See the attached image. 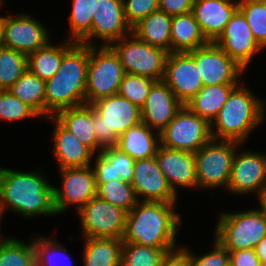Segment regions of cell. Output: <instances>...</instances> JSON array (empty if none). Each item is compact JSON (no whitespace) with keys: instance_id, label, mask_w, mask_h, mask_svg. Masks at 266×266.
<instances>
[{"instance_id":"6da1fadb","label":"cell","mask_w":266,"mask_h":266,"mask_svg":"<svg viewBox=\"0 0 266 266\" xmlns=\"http://www.w3.org/2000/svg\"><path fill=\"white\" fill-rule=\"evenodd\" d=\"M53 188L36 172H18L0 167V214L5 208L25 218L57 215Z\"/></svg>"},{"instance_id":"7a4b0ae2","label":"cell","mask_w":266,"mask_h":266,"mask_svg":"<svg viewBox=\"0 0 266 266\" xmlns=\"http://www.w3.org/2000/svg\"><path fill=\"white\" fill-rule=\"evenodd\" d=\"M175 205L139 201L127 214L123 243H137L148 248H177L176 234L182 221L174 211Z\"/></svg>"},{"instance_id":"3957f363","label":"cell","mask_w":266,"mask_h":266,"mask_svg":"<svg viewBox=\"0 0 266 266\" xmlns=\"http://www.w3.org/2000/svg\"><path fill=\"white\" fill-rule=\"evenodd\" d=\"M89 45L75 42L64 54L61 65L45 82V118L66 108L86 104Z\"/></svg>"},{"instance_id":"277c9868","label":"cell","mask_w":266,"mask_h":266,"mask_svg":"<svg viewBox=\"0 0 266 266\" xmlns=\"http://www.w3.org/2000/svg\"><path fill=\"white\" fill-rule=\"evenodd\" d=\"M264 112V101L239 83L210 124L212 139L244 143L255 127L264 121Z\"/></svg>"},{"instance_id":"5b68a950","label":"cell","mask_w":266,"mask_h":266,"mask_svg":"<svg viewBox=\"0 0 266 266\" xmlns=\"http://www.w3.org/2000/svg\"><path fill=\"white\" fill-rule=\"evenodd\" d=\"M91 106L92 129L103 148L116 146L123 132L141 122L140 108L118 94L98 99Z\"/></svg>"},{"instance_id":"8992f818","label":"cell","mask_w":266,"mask_h":266,"mask_svg":"<svg viewBox=\"0 0 266 266\" xmlns=\"http://www.w3.org/2000/svg\"><path fill=\"white\" fill-rule=\"evenodd\" d=\"M215 230L217 240L227 251L254 249L266 236L263 208L246 212L221 213Z\"/></svg>"},{"instance_id":"52a82bcc","label":"cell","mask_w":266,"mask_h":266,"mask_svg":"<svg viewBox=\"0 0 266 266\" xmlns=\"http://www.w3.org/2000/svg\"><path fill=\"white\" fill-rule=\"evenodd\" d=\"M89 46L86 77V104L116 95L125 71L118 55L109 45Z\"/></svg>"},{"instance_id":"ba28073f","label":"cell","mask_w":266,"mask_h":266,"mask_svg":"<svg viewBox=\"0 0 266 266\" xmlns=\"http://www.w3.org/2000/svg\"><path fill=\"white\" fill-rule=\"evenodd\" d=\"M118 55L125 73L163 80L168 51L139 40L133 33L109 45Z\"/></svg>"},{"instance_id":"9c48e42d","label":"cell","mask_w":266,"mask_h":266,"mask_svg":"<svg viewBox=\"0 0 266 266\" xmlns=\"http://www.w3.org/2000/svg\"><path fill=\"white\" fill-rule=\"evenodd\" d=\"M238 145L241 143L211 139L194 153L198 187L211 190L225 186L227 189Z\"/></svg>"},{"instance_id":"30bf717a","label":"cell","mask_w":266,"mask_h":266,"mask_svg":"<svg viewBox=\"0 0 266 266\" xmlns=\"http://www.w3.org/2000/svg\"><path fill=\"white\" fill-rule=\"evenodd\" d=\"M160 145L168 149L197 152L211 139L210 124L185 105L159 132Z\"/></svg>"},{"instance_id":"8fae6325","label":"cell","mask_w":266,"mask_h":266,"mask_svg":"<svg viewBox=\"0 0 266 266\" xmlns=\"http://www.w3.org/2000/svg\"><path fill=\"white\" fill-rule=\"evenodd\" d=\"M78 214L84 238H123L128 212L122 208L95 196Z\"/></svg>"},{"instance_id":"7c38bea8","label":"cell","mask_w":266,"mask_h":266,"mask_svg":"<svg viewBox=\"0 0 266 266\" xmlns=\"http://www.w3.org/2000/svg\"><path fill=\"white\" fill-rule=\"evenodd\" d=\"M194 58L203 86L239 84L238 77L245 70L230 58L215 42L188 51Z\"/></svg>"},{"instance_id":"4fadbf2b","label":"cell","mask_w":266,"mask_h":266,"mask_svg":"<svg viewBox=\"0 0 266 266\" xmlns=\"http://www.w3.org/2000/svg\"><path fill=\"white\" fill-rule=\"evenodd\" d=\"M93 166L62 168V188L54 186V206L57 214L69 206L77 205L79 211L88 201L97 196Z\"/></svg>"},{"instance_id":"5bb4252c","label":"cell","mask_w":266,"mask_h":266,"mask_svg":"<svg viewBox=\"0 0 266 266\" xmlns=\"http://www.w3.org/2000/svg\"><path fill=\"white\" fill-rule=\"evenodd\" d=\"M237 152L233 157L227 190L238 195L256 191L260 199L266 190V155L251 151Z\"/></svg>"},{"instance_id":"9a60e30c","label":"cell","mask_w":266,"mask_h":266,"mask_svg":"<svg viewBox=\"0 0 266 266\" xmlns=\"http://www.w3.org/2000/svg\"><path fill=\"white\" fill-rule=\"evenodd\" d=\"M131 33L132 28L124 16L123 0H96L91 30L79 43L95 45L93 36L105 41L103 45H110Z\"/></svg>"},{"instance_id":"2e32d148","label":"cell","mask_w":266,"mask_h":266,"mask_svg":"<svg viewBox=\"0 0 266 266\" xmlns=\"http://www.w3.org/2000/svg\"><path fill=\"white\" fill-rule=\"evenodd\" d=\"M163 81L183 105L203 87L196 62L188 52L168 53Z\"/></svg>"},{"instance_id":"e0dca14e","label":"cell","mask_w":266,"mask_h":266,"mask_svg":"<svg viewBox=\"0 0 266 266\" xmlns=\"http://www.w3.org/2000/svg\"><path fill=\"white\" fill-rule=\"evenodd\" d=\"M47 29L28 14L7 16L4 24L2 46L30 55L50 42Z\"/></svg>"},{"instance_id":"ac0fdd59","label":"cell","mask_w":266,"mask_h":266,"mask_svg":"<svg viewBox=\"0 0 266 266\" xmlns=\"http://www.w3.org/2000/svg\"><path fill=\"white\" fill-rule=\"evenodd\" d=\"M215 43L245 70L253 55L264 49L255 39L243 13L237 9Z\"/></svg>"},{"instance_id":"d6986e66","label":"cell","mask_w":266,"mask_h":266,"mask_svg":"<svg viewBox=\"0 0 266 266\" xmlns=\"http://www.w3.org/2000/svg\"><path fill=\"white\" fill-rule=\"evenodd\" d=\"M131 185L137 199L139 195L143 196L141 202L176 203L177 201V194L169 186L155 156L135 160Z\"/></svg>"},{"instance_id":"ffe728a7","label":"cell","mask_w":266,"mask_h":266,"mask_svg":"<svg viewBox=\"0 0 266 266\" xmlns=\"http://www.w3.org/2000/svg\"><path fill=\"white\" fill-rule=\"evenodd\" d=\"M182 106L163 80L156 81L150 88L146 102L140 107L141 122L161 132Z\"/></svg>"},{"instance_id":"44dd1931","label":"cell","mask_w":266,"mask_h":266,"mask_svg":"<svg viewBox=\"0 0 266 266\" xmlns=\"http://www.w3.org/2000/svg\"><path fill=\"white\" fill-rule=\"evenodd\" d=\"M159 168L175 194L177 187H198L193 152L168 149L159 145L155 153ZM177 186V187H176Z\"/></svg>"},{"instance_id":"7402d4cb","label":"cell","mask_w":266,"mask_h":266,"mask_svg":"<svg viewBox=\"0 0 266 266\" xmlns=\"http://www.w3.org/2000/svg\"><path fill=\"white\" fill-rule=\"evenodd\" d=\"M237 9L238 1L194 0L192 12L207 41L215 42Z\"/></svg>"},{"instance_id":"603a6c76","label":"cell","mask_w":266,"mask_h":266,"mask_svg":"<svg viewBox=\"0 0 266 266\" xmlns=\"http://www.w3.org/2000/svg\"><path fill=\"white\" fill-rule=\"evenodd\" d=\"M50 118L56 125L52 134L53 152L60 169L91 166V159L95 154L54 116Z\"/></svg>"},{"instance_id":"cb8c5ba5","label":"cell","mask_w":266,"mask_h":266,"mask_svg":"<svg viewBox=\"0 0 266 266\" xmlns=\"http://www.w3.org/2000/svg\"><path fill=\"white\" fill-rule=\"evenodd\" d=\"M96 186L112 180L131 183L135 160L116 146L105 147L95 159Z\"/></svg>"},{"instance_id":"d4e9b609","label":"cell","mask_w":266,"mask_h":266,"mask_svg":"<svg viewBox=\"0 0 266 266\" xmlns=\"http://www.w3.org/2000/svg\"><path fill=\"white\" fill-rule=\"evenodd\" d=\"M54 117L94 154L97 149L102 151L103 147L98 143L92 129L93 107L91 104L62 109Z\"/></svg>"},{"instance_id":"484cf974","label":"cell","mask_w":266,"mask_h":266,"mask_svg":"<svg viewBox=\"0 0 266 266\" xmlns=\"http://www.w3.org/2000/svg\"><path fill=\"white\" fill-rule=\"evenodd\" d=\"M154 134L157 135L154 136ZM159 145V132L154 133L148 125L140 122L118 137L116 147L127 153L134 160H139L155 156Z\"/></svg>"},{"instance_id":"4316f807","label":"cell","mask_w":266,"mask_h":266,"mask_svg":"<svg viewBox=\"0 0 266 266\" xmlns=\"http://www.w3.org/2000/svg\"><path fill=\"white\" fill-rule=\"evenodd\" d=\"M172 16L161 10L154 11L132 27V33L147 44L171 52Z\"/></svg>"},{"instance_id":"83f0119b","label":"cell","mask_w":266,"mask_h":266,"mask_svg":"<svg viewBox=\"0 0 266 266\" xmlns=\"http://www.w3.org/2000/svg\"><path fill=\"white\" fill-rule=\"evenodd\" d=\"M237 85L238 84H220L203 86L195 96L186 102L185 106L211 124L220 109L227 102L231 91Z\"/></svg>"},{"instance_id":"f1b7e54d","label":"cell","mask_w":266,"mask_h":266,"mask_svg":"<svg viewBox=\"0 0 266 266\" xmlns=\"http://www.w3.org/2000/svg\"><path fill=\"white\" fill-rule=\"evenodd\" d=\"M207 43L192 11L172 16L171 52H188Z\"/></svg>"},{"instance_id":"f546056e","label":"cell","mask_w":266,"mask_h":266,"mask_svg":"<svg viewBox=\"0 0 266 266\" xmlns=\"http://www.w3.org/2000/svg\"><path fill=\"white\" fill-rule=\"evenodd\" d=\"M122 239L85 238L84 266H121Z\"/></svg>"},{"instance_id":"4dcf8cb0","label":"cell","mask_w":266,"mask_h":266,"mask_svg":"<svg viewBox=\"0 0 266 266\" xmlns=\"http://www.w3.org/2000/svg\"><path fill=\"white\" fill-rule=\"evenodd\" d=\"M74 41L65 40L62 45L54 46L50 42L27 56V68L41 80L47 81L59 69L63 54L74 44Z\"/></svg>"},{"instance_id":"1f68e13d","label":"cell","mask_w":266,"mask_h":266,"mask_svg":"<svg viewBox=\"0 0 266 266\" xmlns=\"http://www.w3.org/2000/svg\"><path fill=\"white\" fill-rule=\"evenodd\" d=\"M7 90L30 106L39 118L45 117V81L38 76L27 69Z\"/></svg>"},{"instance_id":"d6a6232c","label":"cell","mask_w":266,"mask_h":266,"mask_svg":"<svg viewBox=\"0 0 266 266\" xmlns=\"http://www.w3.org/2000/svg\"><path fill=\"white\" fill-rule=\"evenodd\" d=\"M31 242L0 237V266H37L35 240Z\"/></svg>"},{"instance_id":"836d02e7","label":"cell","mask_w":266,"mask_h":266,"mask_svg":"<svg viewBox=\"0 0 266 266\" xmlns=\"http://www.w3.org/2000/svg\"><path fill=\"white\" fill-rule=\"evenodd\" d=\"M27 69V55L0 46V90L9 89Z\"/></svg>"},{"instance_id":"e575fe53","label":"cell","mask_w":266,"mask_h":266,"mask_svg":"<svg viewBox=\"0 0 266 266\" xmlns=\"http://www.w3.org/2000/svg\"><path fill=\"white\" fill-rule=\"evenodd\" d=\"M176 248H148L137 243H123L121 266H160L167 252Z\"/></svg>"},{"instance_id":"d590c367","label":"cell","mask_w":266,"mask_h":266,"mask_svg":"<svg viewBox=\"0 0 266 266\" xmlns=\"http://www.w3.org/2000/svg\"><path fill=\"white\" fill-rule=\"evenodd\" d=\"M97 196L129 212L139 201L131 183L112 180L97 187Z\"/></svg>"},{"instance_id":"8d00e7d4","label":"cell","mask_w":266,"mask_h":266,"mask_svg":"<svg viewBox=\"0 0 266 266\" xmlns=\"http://www.w3.org/2000/svg\"><path fill=\"white\" fill-rule=\"evenodd\" d=\"M69 17L71 41L80 42L91 30L96 0H73Z\"/></svg>"},{"instance_id":"74e56055","label":"cell","mask_w":266,"mask_h":266,"mask_svg":"<svg viewBox=\"0 0 266 266\" xmlns=\"http://www.w3.org/2000/svg\"><path fill=\"white\" fill-rule=\"evenodd\" d=\"M238 9L246 18L255 39L266 47V0H239Z\"/></svg>"},{"instance_id":"f35d334b","label":"cell","mask_w":266,"mask_h":266,"mask_svg":"<svg viewBox=\"0 0 266 266\" xmlns=\"http://www.w3.org/2000/svg\"><path fill=\"white\" fill-rule=\"evenodd\" d=\"M155 82L145 76L125 73L117 94L140 108L146 102L150 88Z\"/></svg>"},{"instance_id":"ab89813d","label":"cell","mask_w":266,"mask_h":266,"mask_svg":"<svg viewBox=\"0 0 266 266\" xmlns=\"http://www.w3.org/2000/svg\"><path fill=\"white\" fill-rule=\"evenodd\" d=\"M39 115L26 103L14 96L9 90H0V119L19 120Z\"/></svg>"},{"instance_id":"60d3db41","label":"cell","mask_w":266,"mask_h":266,"mask_svg":"<svg viewBox=\"0 0 266 266\" xmlns=\"http://www.w3.org/2000/svg\"><path fill=\"white\" fill-rule=\"evenodd\" d=\"M53 240H51L50 238H45L44 236L43 237L38 236V238L35 239L37 266H52L54 264V261L60 260L61 257H63V258H61L63 261L62 263H64V261L67 259V260H69L68 261L69 263H67V265L70 264L69 266H71L72 261L70 260V256L67 253V250L65 248H63L62 246H60L57 243L56 239H53ZM56 256H58V257H56ZM65 256H67L68 258L66 257V259L63 260ZM55 258H57L58 260ZM53 259H55V260L53 261ZM52 262H53V264H52ZM56 264H54V265H56ZM62 266H64V264ZM65 266H66V263H65Z\"/></svg>"},{"instance_id":"b9f144b4","label":"cell","mask_w":266,"mask_h":266,"mask_svg":"<svg viewBox=\"0 0 266 266\" xmlns=\"http://www.w3.org/2000/svg\"><path fill=\"white\" fill-rule=\"evenodd\" d=\"M126 22L131 28L141 19L159 10V0H123Z\"/></svg>"},{"instance_id":"7bdbcfd3","label":"cell","mask_w":266,"mask_h":266,"mask_svg":"<svg viewBox=\"0 0 266 266\" xmlns=\"http://www.w3.org/2000/svg\"><path fill=\"white\" fill-rule=\"evenodd\" d=\"M214 249L200 257L190 253L192 266H226L229 263V252L217 241L214 242Z\"/></svg>"},{"instance_id":"ee69618b","label":"cell","mask_w":266,"mask_h":266,"mask_svg":"<svg viewBox=\"0 0 266 266\" xmlns=\"http://www.w3.org/2000/svg\"><path fill=\"white\" fill-rule=\"evenodd\" d=\"M229 263L233 266H262L254 249L228 251Z\"/></svg>"},{"instance_id":"f6af8a7d","label":"cell","mask_w":266,"mask_h":266,"mask_svg":"<svg viewBox=\"0 0 266 266\" xmlns=\"http://www.w3.org/2000/svg\"><path fill=\"white\" fill-rule=\"evenodd\" d=\"M194 0H159V10L174 16L189 13L193 9Z\"/></svg>"},{"instance_id":"bcb514c9","label":"cell","mask_w":266,"mask_h":266,"mask_svg":"<svg viewBox=\"0 0 266 266\" xmlns=\"http://www.w3.org/2000/svg\"><path fill=\"white\" fill-rule=\"evenodd\" d=\"M160 266H192L191 256L187 248H176L167 252Z\"/></svg>"},{"instance_id":"7dc6e473","label":"cell","mask_w":266,"mask_h":266,"mask_svg":"<svg viewBox=\"0 0 266 266\" xmlns=\"http://www.w3.org/2000/svg\"><path fill=\"white\" fill-rule=\"evenodd\" d=\"M262 266H266V236L254 248Z\"/></svg>"},{"instance_id":"c3c4849f","label":"cell","mask_w":266,"mask_h":266,"mask_svg":"<svg viewBox=\"0 0 266 266\" xmlns=\"http://www.w3.org/2000/svg\"><path fill=\"white\" fill-rule=\"evenodd\" d=\"M5 19L6 17L0 16V46H2Z\"/></svg>"},{"instance_id":"681fc988","label":"cell","mask_w":266,"mask_h":266,"mask_svg":"<svg viewBox=\"0 0 266 266\" xmlns=\"http://www.w3.org/2000/svg\"><path fill=\"white\" fill-rule=\"evenodd\" d=\"M258 200H260V201H259V202H260V207H262L263 210H264L265 213H266V190H265V192L262 194V196L260 197V199H258Z\"/></svg>"}]
</instances>
